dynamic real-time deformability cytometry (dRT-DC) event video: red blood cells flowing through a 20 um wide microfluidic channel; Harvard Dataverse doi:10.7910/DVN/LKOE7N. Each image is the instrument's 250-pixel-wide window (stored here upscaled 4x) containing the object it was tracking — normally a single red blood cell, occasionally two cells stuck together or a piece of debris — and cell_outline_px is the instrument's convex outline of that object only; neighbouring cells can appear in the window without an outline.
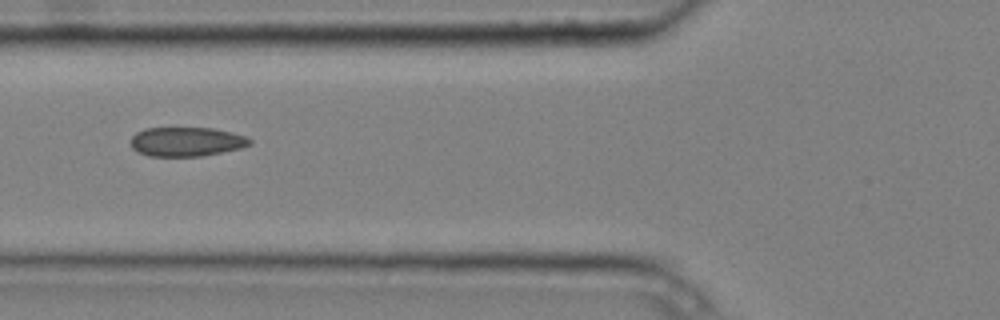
{"species": "common noctule bat (a hibernating species)", "species_latin": "Nyctalus noctula", "temperature_condition": "cold", "stored_images_in_passage": 7, "camera_frame_rate_fps": 3000, "um_per_image_px": 0.085, "animal": {"sex": "male", "body_mass_g": 20.4}, "frame": {"image": 1, "passage_image": 4, "time_ms": 1.0, "image_size_px": [1000, 320], "cell_outline_px": [[252, 144], [240, 148], [200, 156], [148, 156], [136, 152], [132, 148], [132, 136], [136, 132], [144, 128], [212, 128], [232, 132], [248, 136], [252, 140]], "centroid_in_image_um": [15.85, 12.04], "position_along_channel_um": 109.9, "area_um2": 20.35}}
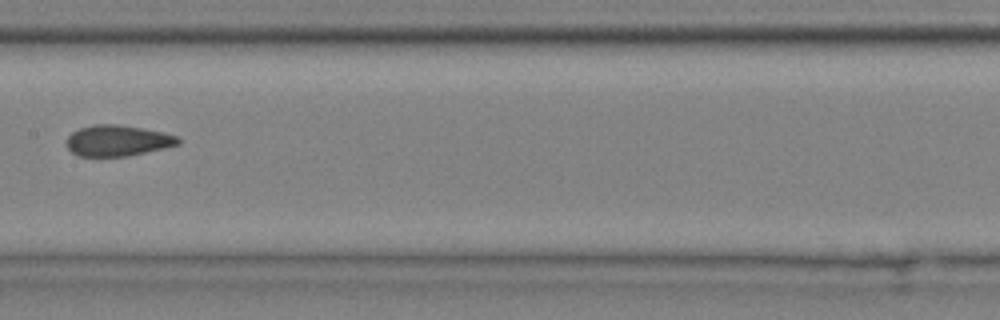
{"frame": {"image": 2, "passage_image": 6, "time_ms": 1.667, "image_size_px": [1000, 320], "cell_outline_px": [[180, 144], [164, 148], [128, 156], [80, 156], [72, 152], [68, 148], [68, 136], [72, 132], [80, 128], [92, 124], [116, 124], [144, 128], [164, 132], [176, 136], [180, 140]], "centroid_in_image_um": [10.01, 11.94], "position_along_channel_um": 197.4, "area_um2": 20.06}}
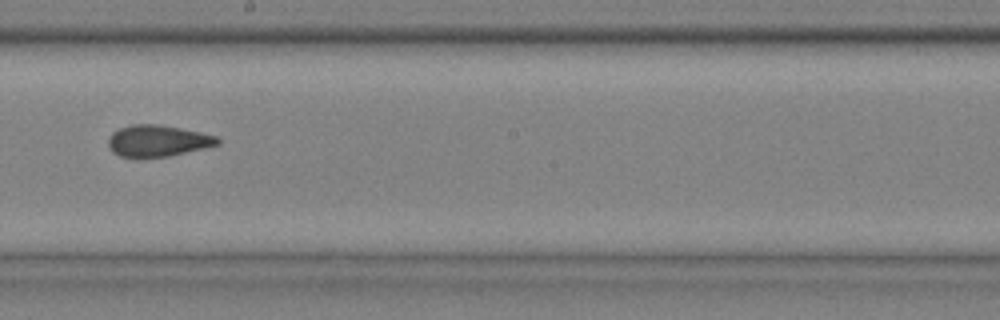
{"frame": {"image": 3, "passage_image": 7, "time_ms": 2.0, "image_size_px": [1000, 320], "cell_outline_px": [[220, 144], [204, 148], [168, 156], [120, 156], [112, 152], [108, 144], [108, 140], [112, 132], [120, 128], [132, 124], [160, 124], [200, 132], [216, 136], [220, 140]], "centroid_in_image_um": [13.41, 11.95], "position_along_channel_um": 234.8, "area_um2": 19.77}}